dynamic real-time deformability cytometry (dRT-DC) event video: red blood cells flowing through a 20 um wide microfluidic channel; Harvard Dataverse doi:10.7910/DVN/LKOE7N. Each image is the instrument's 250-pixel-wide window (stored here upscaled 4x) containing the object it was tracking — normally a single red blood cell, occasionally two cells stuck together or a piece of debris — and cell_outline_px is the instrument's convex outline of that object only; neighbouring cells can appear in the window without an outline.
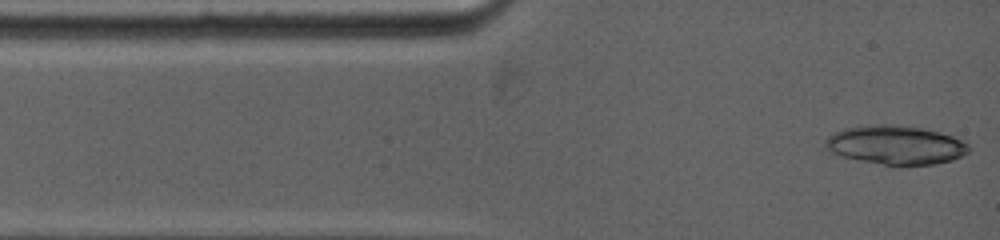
{"species": "common noctule bat (a hibernating species)", "species_latin": "Nyctalus noctula", "temperature_condition": "warm", "stored_images_in_passage": 4, "camera_frame_rate_fps": 5000, "um_per_image_px": 0.085, "animal": {"sex": "female", "body_mass_g": 19.0, "forearm_length_mm": 53.3}, "frame": {"image": 1, "passage_image": 1, "time_ms": 0.0, "image_size_px": [1000, 240], "cell_outline_px": [[968, 152], [952, 160], [936, 164], [900, 168], [896, 168], [860, 160], [844, 156], [832, 152], [824, 144], [824, 140], [828, 136], [836, 132], [848, 128], [924, 128], [940, 132], [952, 136], [968, 144]], "centroid_in_image_um": [76.2, 12.43], "position_along_channel_um": 8.8, "area_um2": 31.5}}